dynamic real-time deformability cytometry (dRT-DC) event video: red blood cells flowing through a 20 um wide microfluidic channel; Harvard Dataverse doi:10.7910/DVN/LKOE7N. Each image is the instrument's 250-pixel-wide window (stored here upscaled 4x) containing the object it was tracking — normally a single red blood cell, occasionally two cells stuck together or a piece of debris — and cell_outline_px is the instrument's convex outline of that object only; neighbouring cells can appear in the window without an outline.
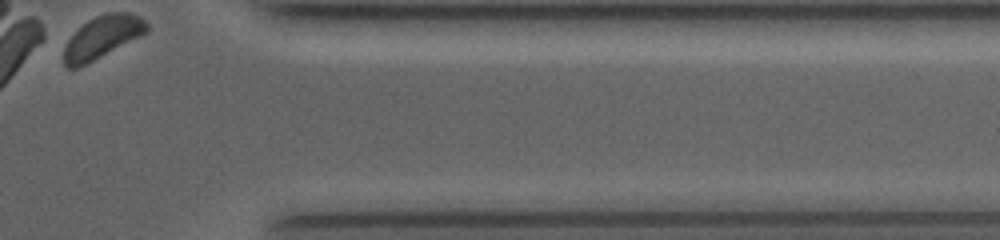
{"species": "common noctule bat (a hibernating species)", "species_latin": "Nyctalus noctula", "temperature_condition": "room temperature", "stored_images_in_passage": 15, "camera_frame_rate_fps": 4000, "um_per_image_px": 0.085, "animal": {"sex": "female", "body_mass_g": 19.0, "forearm_length_mm": 53.3}, "frame": {"image": 1, "passage_image": 15, "time_ms": 9.25, "image_size_px": [1000, 240], "cell_outline_px": [[148, 32], [76, 68], [68, 68], [64, 64], [64, 48], [68, 40], [88, 20], [96, 16], [108, 12], [128, 12], [140, 16], [148, 24]], "centroid_in_image_um": [8.72, 3.12], "position_along_channel_um": 402.7, "area_um2": 19.88}}